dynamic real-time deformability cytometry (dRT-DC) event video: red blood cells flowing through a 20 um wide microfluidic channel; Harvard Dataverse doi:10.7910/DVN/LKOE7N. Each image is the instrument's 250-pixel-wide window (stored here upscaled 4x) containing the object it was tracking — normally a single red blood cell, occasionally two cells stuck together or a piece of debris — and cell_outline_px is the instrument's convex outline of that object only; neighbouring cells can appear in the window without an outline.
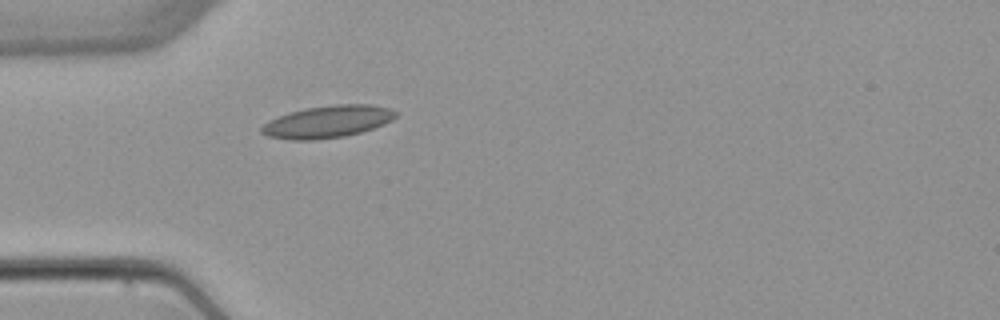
{"species": "common noctule bat (a hibernating species)", "species_latin": "Nyctalus noctula", "temperature_condition": "warm", "stored_images_in_passage": 1, "camera_frame_rate_fps": 3000, "um_per_image_px": 0.085, "animal": {"sex": "female", "body_mass_g": 22.7, "forearm_length_mm": 54.2}, "frame": {"image": 1, "passage_image": 1, "time_ms": 0.0, "image_size_px": [1000, 320], "cell_outline_px": [[396, 116], [392, 120], [384, 124], [360, 132], [344, 136], [312, 140], [288, 140], [268, 136], [260, 132], [260, 128], [268, 120], [304, 108], [336, 104], [372, 104], [392, 108], [396, 112]], "centroid_in_image_um": [27.85, 10.34], "position_along_channel_um": 57.2, "area_um2": 25.14}}